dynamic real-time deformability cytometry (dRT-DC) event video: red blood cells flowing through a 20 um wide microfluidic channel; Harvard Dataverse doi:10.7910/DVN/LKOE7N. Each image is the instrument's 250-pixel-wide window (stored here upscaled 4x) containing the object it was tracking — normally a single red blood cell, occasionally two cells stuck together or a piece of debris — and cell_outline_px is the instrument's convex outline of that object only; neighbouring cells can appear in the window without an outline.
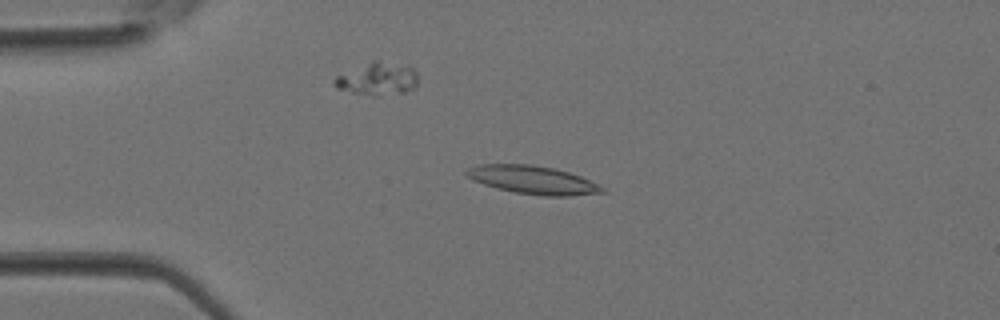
{"species": "Egyptian fruit bat (a non-hibernating species)", "species_latin": "Rousettus aegyptiacus", "temperature_condition": "room temperature", "stored_images_in_passage": 38, "camera_frame_rate_fps": 3000, "um_per_image_px": 0.085, "animal": {"sex": "female"}, "frame": {"image": 1, "passage_image": 9, "time_ms": 2.667, "image_size_px": [1000, 320], "cell_outline_px": [[608, 192], [568, 196], [544, 196], [516, 192], [496, 188], [484, 184], [468, 176], [464, 172], [468, 168], [480, 164], [532, 164], [552, 168], [568, 172], [580, 176], [608, 188]], "centroid_in_image_um": [45.36, 15.3], "position_along_channel_um": 39.6, "area_um2": 22.25}}
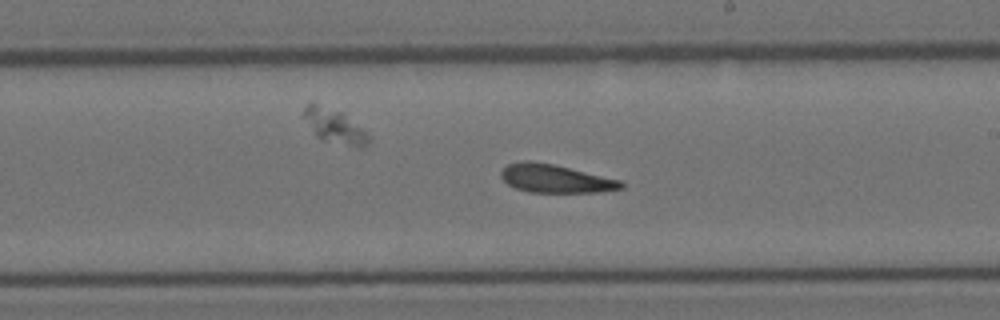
{"frame": {"image": 2, "passage_image": 22, "time_ms": 7.0, "image_size_px": [1000, 320], "cell_outline_px": [[624, 188], [600, 192], [528, 192], [516, 188], [508, 184], [500, 176], [500, 172], [508, 164], [524, 160], [532, 160], [552, 164], [620, 180], [624, 184]], "centroid_in_image_um": [47.19, 15.18], "position_along_channel_um": 241.8, "area_um2": 19.59}}
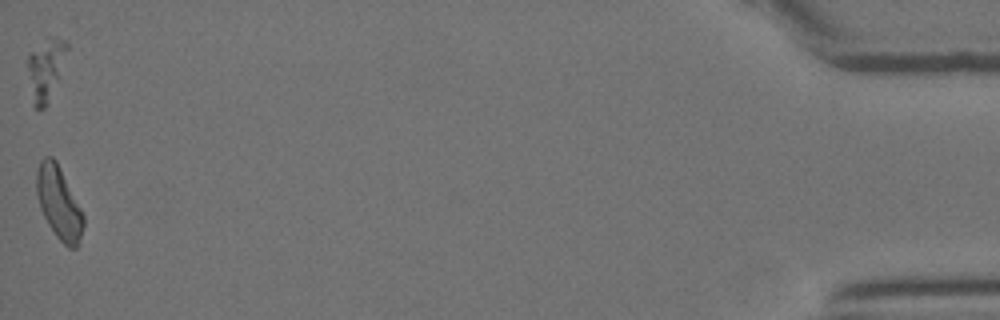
{"frame": {"image": 3, "passage_image": 38, "time_ms": 12.333, "image_size_px": [1000, 320], "cell_outline_px": [[84, 224], [76, 248], [68, 248], [56, 236], [48, 224], [40, 208], [36, 196], [36, 172], [40, 160], [44, 156], [52, 156], [56, 160], [84, 216]], "centroid_in_image_um": [4.97, 17.23], "position_along_channel_um": 430.2, "area_um2": 19.59}}